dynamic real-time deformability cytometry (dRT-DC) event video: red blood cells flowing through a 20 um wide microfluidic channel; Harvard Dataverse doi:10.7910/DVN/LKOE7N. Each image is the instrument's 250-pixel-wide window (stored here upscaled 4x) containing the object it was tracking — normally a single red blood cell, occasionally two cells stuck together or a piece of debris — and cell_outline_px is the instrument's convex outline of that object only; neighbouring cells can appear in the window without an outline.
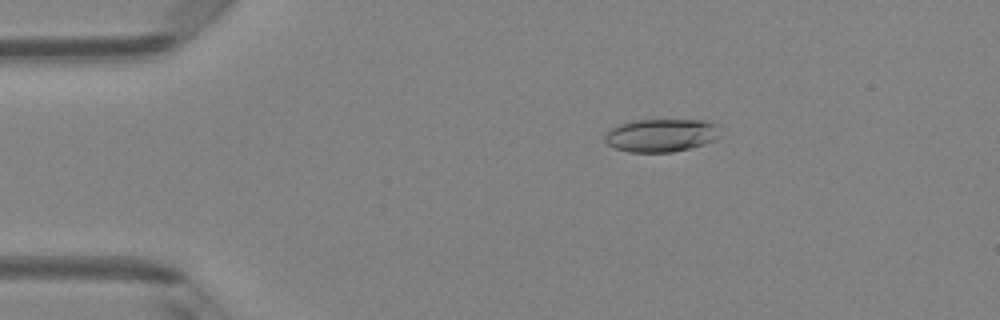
{"species": "Egyptian fruit bat (a non-hibernating species)", "species_latin": "Rousettus aegyptiacus", "temperature_condition": "room temperature", "stored_images_in_passage": 5, "camera_frame_rate_fps": 3000, "um_per_image_px": 0.085, "animal": {"sex": "female"}, "frame": {"image": 1, "passage_image": 3, "time_ms": 0.667, "image_size_px": [1000, 320], "cell_outline_px": [[720, 136], [716, 140], [704, 144], [672, 152], [628, 152], [616, 148], [608, 144], [604, 140], [604, 136], [612, 128], [620, 124], [632, 120], [708, 120], [720, 124]], "centroid_in_image_um": [56.26, 11.49], "position_along_channel_um": 28.7, "area_um2": 22.43}}
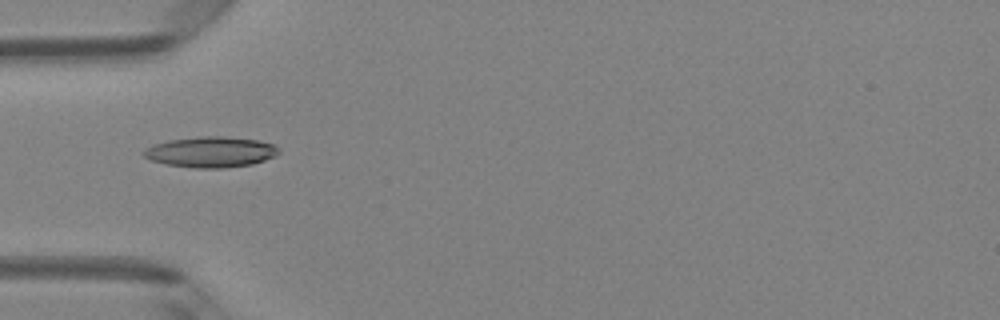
{"frame": {"image": 2, "passage_image": 5, "time_ms": 1.333, "image_size_px": [1000, 320], "cell_outline_px": [[280, 152], [276, 156], [252, 164], [224, 168], [196, 168], [168, 164], [152, 160], [144, 156], [140, 152], [144, 148], [152, 144], [168, 140], [200, 136], [224, 136], [256, 140], [276, 144]], "centroid_in_image_um": [17.91, 12.91], "position_along_channel_um": 67.1, "area_um2": 24.28}}